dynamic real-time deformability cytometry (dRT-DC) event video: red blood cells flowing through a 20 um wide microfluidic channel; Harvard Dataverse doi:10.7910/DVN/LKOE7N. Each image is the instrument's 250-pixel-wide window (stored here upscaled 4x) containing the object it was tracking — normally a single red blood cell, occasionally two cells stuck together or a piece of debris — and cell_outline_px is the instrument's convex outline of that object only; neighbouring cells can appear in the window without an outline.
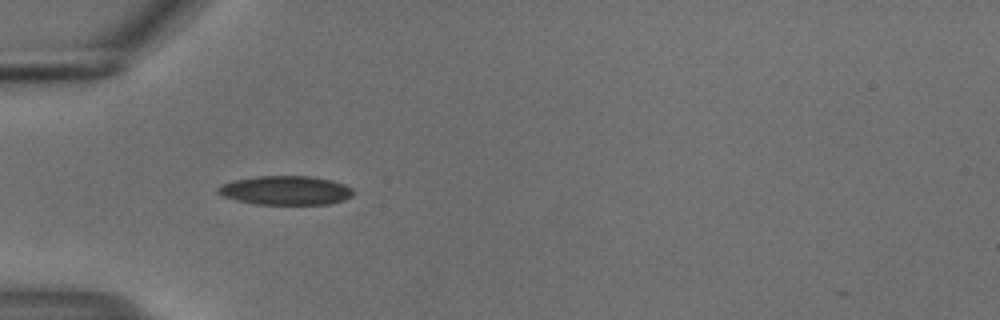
{"species": "common noctule bat (a hibernating species)", "species_latin": "Nyctalus noctula", "temperature_condition": "cold", "stored_images_in_passage": 38, "camera_frame_rate_fps": 3000, "um_per_image_px": 0.085, "animal": {"sex": "male", "body_mass_g": 18.8}, "frame": {"image": 1, "passage_image": 1, "time_ms": 0.0, "image_size_px": [1000, 320], "cell_outline_px": [[356, 192], [352, 196], [344, 200], [328, 204], [256, 204], [236, 200], [224, 196], [216, 192], [216, 188], [220, 184], [232, 180], [256, 176], [312, 176], [332, 180], [344, 184], [352, 188]], "centroid_in_image_um": [24.28, 16.17], "position_along_channel_um": 60.7, "area_um2": 23.12}}
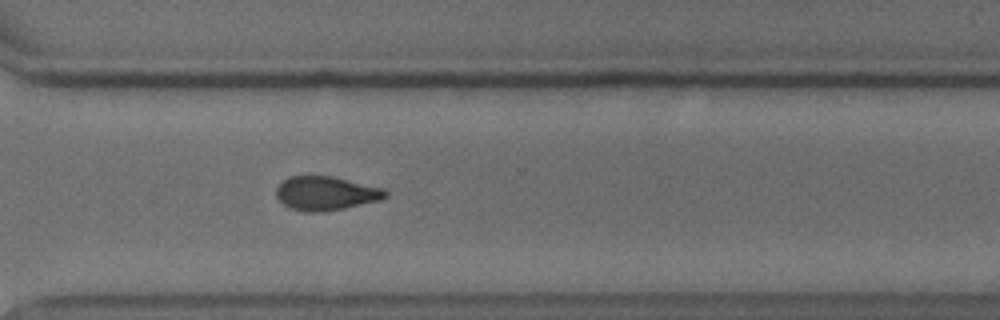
{"frame": {"image": 2, "passage_image": 24, "time_ms": 7.667, "image_size_px": [1000, 320], "cell_outline_px": [[388, 196], [380, 200], [344, 208], [320, 212], [304, 212], [292, 208], [284, 204], [276, 196], [276, 188], [288, 176], [332, 176], [384, 188], [388, 192]], "centroid_in_image_um": [27.72, 16.43], "position_along_channel_um": 342.9, "area_um2": 21.5}}
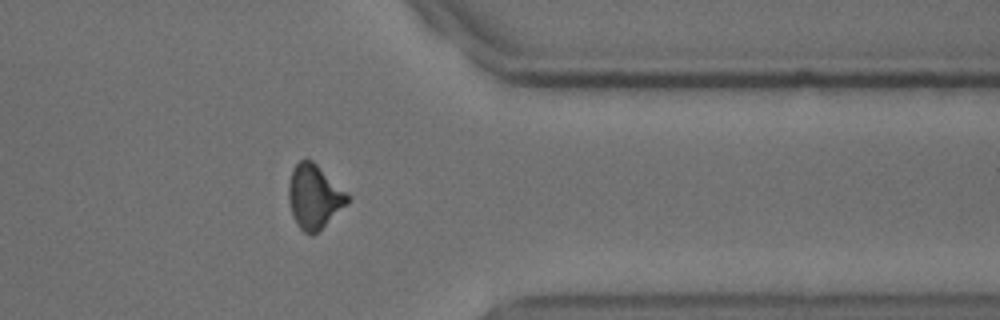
{"frame": {"image": 3, "passage_image": 28, "time_ms": 9.0, "image_size_px": [1000, 320], "cell_outline_px": [[348, 204], [312, 236], [304, 232], [296, 224], [292, 216], [288, 200], [288, 184], [292, 168], [300, 160], [312, 160], [348, 192]], "centroid_in_image_um": [26.69, 16.71], "position_along_channel_um": 384.7, "area_um2": 22.08}, "authors_computed_cell_mechanics": {"area_um2": 21.8773, "velocity_mm_per_s": 3.7328, "shape_relaxation_time_tau1_ms": 5.3965, "shape_relaxation_time_tau2_ms": 4.7021, "deformation_change_tau1": 0.1347, "deformation_change_tau2": 0.1148}}